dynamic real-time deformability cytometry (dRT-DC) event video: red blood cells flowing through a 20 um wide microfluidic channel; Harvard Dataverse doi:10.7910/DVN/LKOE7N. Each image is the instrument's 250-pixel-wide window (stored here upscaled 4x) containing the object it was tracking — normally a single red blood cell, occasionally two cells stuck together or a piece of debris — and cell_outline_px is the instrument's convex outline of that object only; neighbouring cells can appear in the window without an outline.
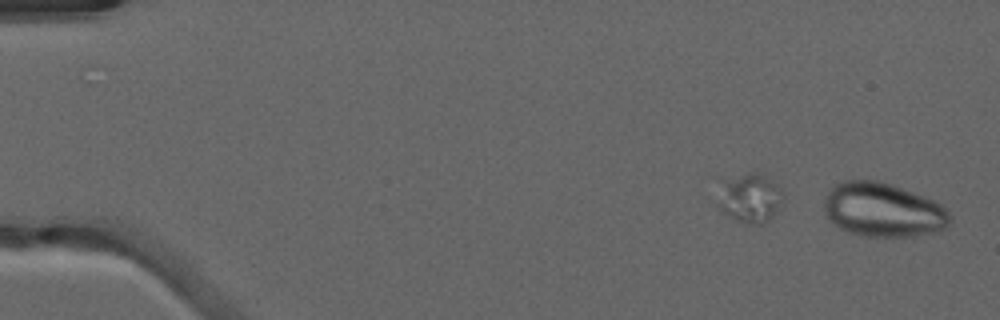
{"species": "common noctule bat (a hibernating species)", "species_latin": "Nyctalus noctula", "temperature_condition": "warm", "stored_images_in_passage": 47, "camera_frame_rate_fps": 3000, "um_per_image_px": 0.085, "animal": {"sex": "male", "forearm_length_mm": 52.5}, "frame": {"image": 1, "passage_image": 1, "time_ms": 0.0, "image_size_px": [1000, 320], "cell_outline_px": [[952, 220], [944, 228], [932, 232], [912, 236], [864, 236], [840, 228], [828, 220], [824, 208], [824, 196], [836, 184], [844, 180], [876, 180], [892, 184], [932, 200], [940, 204], [952, 216]], "centroid_in_image_um": [75.03, 17.83], "position_along_channel_um": 10.0, "area_um2": 39.36}}
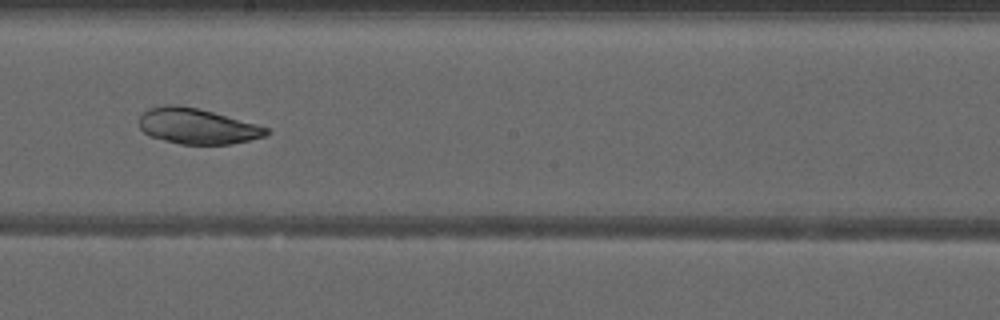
{"frame": {"image": 2, "passage_image": 29, "time_ms": 9.333, "image_size_px": [1000, 320], "cell_outline_px": [[272, 132], [264, 136], [232, 144], [180, 144], [148, 136], [140, 128], [140, 116], [148, 108], [164, 104], [172, 104], [196, 108], [212, 112], [256, 124], [268, 128]], "centroid_in_image_um": [16.74, 10.73], "position_along_channel_um": 231.5, "area_um2": 26.18}}
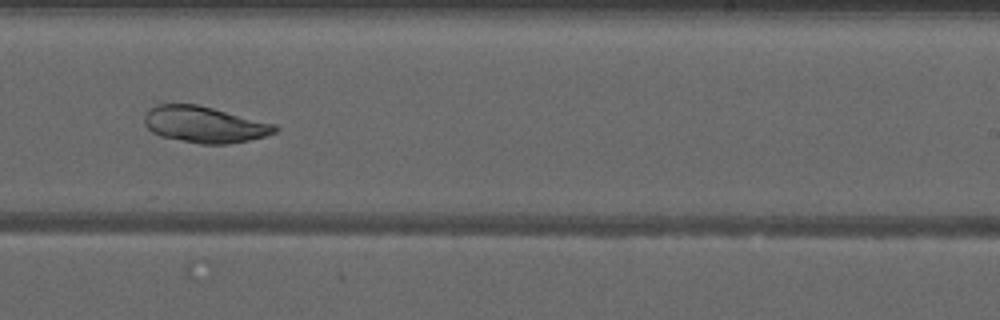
{"frame": {"image": 3, "passage_image": 32, "time_ms": 10.333, "image_size_px": [1000, 320], "cell_outline_px": [[280, 128], [276, 132], [264, 136], [248, 140], [228, 144], [200, 144], [160, 136], [152, 132], [144, 124], [144, 116], [156, 104], [196, 104], [276, 124]], "centroid_in_image_um": [17.39, 10.59], "position_along_channel_um": 271.6, "area_um2": 27.46}, "authors_computed_cell_mechanics": {"area_um2": 29.0734, "velocity_mm_per_s": 4.04, "shape_relaxation_time_tau1_ms": null, "shape_relaxation_time_tau2_ms": 2.9155, "deformation_change_tau1": null, "deformation_change_tau2": 0.0822}}